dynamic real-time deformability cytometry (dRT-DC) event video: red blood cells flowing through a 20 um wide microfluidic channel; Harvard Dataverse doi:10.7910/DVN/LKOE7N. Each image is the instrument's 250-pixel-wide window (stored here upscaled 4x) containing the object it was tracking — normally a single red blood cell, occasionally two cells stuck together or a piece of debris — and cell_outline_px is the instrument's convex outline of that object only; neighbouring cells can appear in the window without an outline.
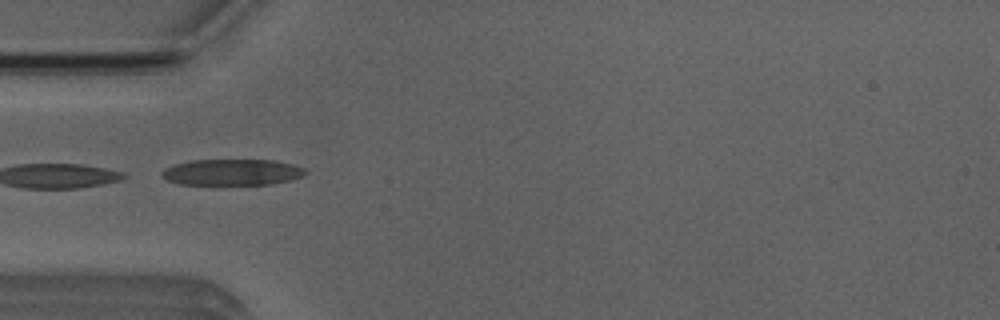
{"species": "Egyptian fruit bat (a non-hibernating species)", "species_latin": "Rousettus aegyptiacus", "temperature_condition": "room temperature", "stored_images_in_passage": 6, "camera_frame_rate_fps": 3000, "um_per_image_px": 0.085, "animal": {"sex": "male"}, "frame": {"image": 1, "passage_image": 3, "time_ms": 3.333, "image_size_px": [1000, 320], "cell_outline_px": [[308, 172], [304, 176], [292, 180], [272, 184], [180, 184], [168, 180], [160, 176], [160, 172], [164, 168], [172, 164], [188, 160], [276, 160], [292, 164], [304, 168]], "centroid_in_image_um": [19.72, 14.63], "position_along_channel_um": 65.3, "area_um2": 22.14}}
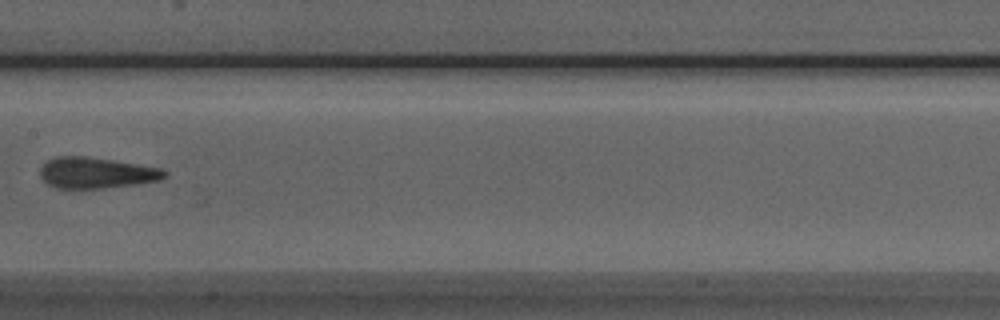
{"frame": {"image": 2, "passage_image": 6, "time_ms": 6.667, "image_size_px": [1000, 320], "cell_outline_px": [[168, 176], [160, 180], [136, 184], [100, 188], [56, 188], [48, 184], [40, 176], [40, 168], [48, 160], [56, 156], [88, 156], [140, 164], [164, 168], [168, 172]], "centroid_in_image_um": [8.23, 14.68], "position_along_channel_um": 199.2, "area_um2": 22.66}}